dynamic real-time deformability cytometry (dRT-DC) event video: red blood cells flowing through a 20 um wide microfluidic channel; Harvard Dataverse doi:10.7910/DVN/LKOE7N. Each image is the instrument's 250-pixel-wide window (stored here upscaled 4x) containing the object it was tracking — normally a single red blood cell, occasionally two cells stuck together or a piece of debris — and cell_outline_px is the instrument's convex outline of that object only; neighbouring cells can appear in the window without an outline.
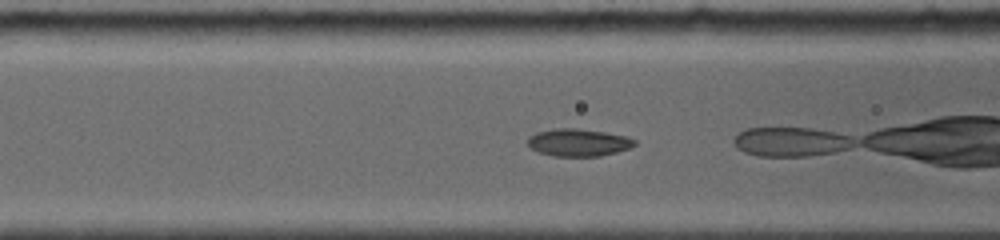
{"species": "common noctule bat (a hibernating species)", "species_latin": "Nyctalus noctula", "temperature_condition": "room temperature", "stored_images_in_passage": 27, "camera_frame_rate_fps": 5000, "um_per_image_px": 0.085, "animal": {"sex": "female", "body_mass_g": 19.0, "forearm_length_mm": 56.7}, "frame": {"image": 1, "passage_image": 9, "time_ms": 1.4, "image_size_px": [1000, 240], "cell_outline_px": [[636, 144], [628, 148], [616, 152], [600, 156], [552, 156], [540, 152], [532, 148], [528, 144], [528, 140], [536, 132], [552, 128], [576, 128], [604, 132], [624, 136], [636, 140]], "centroid_in_image_um": [49.16, 12.11], "position_along_channel_um": 117.4, "area_um2": 16.88}}